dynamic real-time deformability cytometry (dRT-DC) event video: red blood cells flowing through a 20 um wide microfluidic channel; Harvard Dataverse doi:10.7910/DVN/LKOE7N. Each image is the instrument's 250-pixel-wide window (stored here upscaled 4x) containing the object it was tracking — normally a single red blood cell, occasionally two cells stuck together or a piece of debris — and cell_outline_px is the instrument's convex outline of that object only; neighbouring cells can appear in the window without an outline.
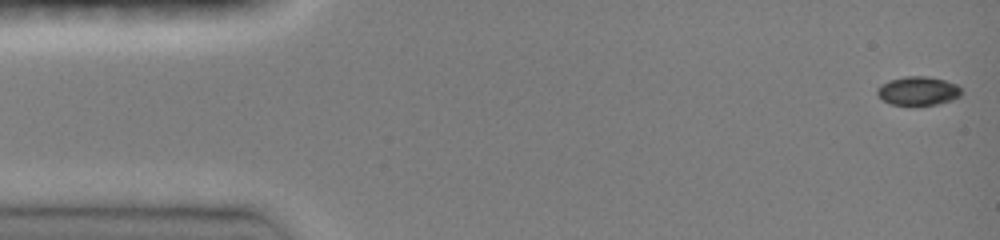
{"species": "common noctule bat (a hibernating species)", "species_latin": "Nyctalus noctula", "temperature_condition": "room temperature", "stored_images_in_passage": 47, "camera_frame_rate_fps": 3000, "um_per_image_px": 0.085, "animal": {"sex": "female", "body_mass_g": 19.0, "forearm_length_mm": 51.5}, "frame": {"image": 1, "passage_image": 1, "time_ms": 0.0, "image_size_px": [1000, 240], "cell_outline_px": [[960, 96], [952, 100], [936, 104], [892, 104], [884, 100], [876, 92], [876, 88], [880, 84], [888, 80], [904, 76], [928, 76], [944, 80], [956, 84], [960, 88]], "centroid_in_image_um": [78.01, 7.7], "position_along_channel_um": 7.0, "area_um2": 13.93}}
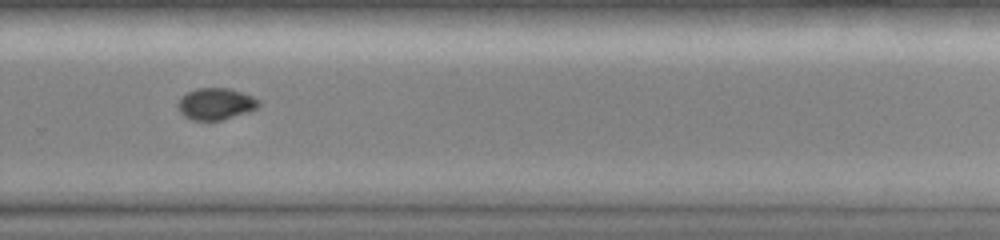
{"frame": {"image": 2, "passage_image": 32, "time_ms": 10.333, "image_size_px": [1000, 240], "cell_outline_px": [[260, 104], [256, 108], [248, 112], [224, 120], [192, 120], [184, 116], [180, 112], [176, 104], [188, 92], [196, 88], [228, 88], [252, 96], [260, 100]], "centroid_in_image_um": [18.35, 8.84], "position_along_channel_um": 311.5, "area_um2": 14.85}}
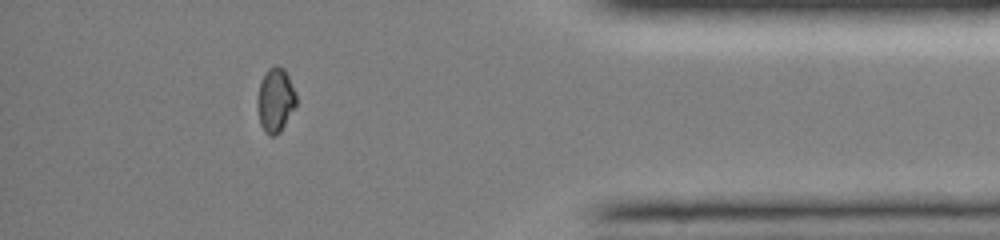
{"frame": {"image": 3, "passage_image": 41, "time_ms": 13.333, "image_size_px": [1000, 240], "cell_outline_px": [[296, 104], [280, 132], [276, 136], [268, 136], [264, 132], [260, 124], [256, 104], [256, 100], [260, 80], [264, 72], [268, 68], [276, 64], [284, 68], [296, 92]], "centroid_in_image_um": [23.37, 8.49], "position_along_channel_um": 411.8, "area_um2": 14.85}, "authors_computed_cell_mechanics": {"area_um2": 14.8546, "velocity_mm_per_s": 4.1269, "shape_relaxation_time_tau1_ms": null, "shape_relaxation_time_tau2_ms": 9.9646, "deformation_change_tau1": null, "deformation_change_tau2": 0.069}}